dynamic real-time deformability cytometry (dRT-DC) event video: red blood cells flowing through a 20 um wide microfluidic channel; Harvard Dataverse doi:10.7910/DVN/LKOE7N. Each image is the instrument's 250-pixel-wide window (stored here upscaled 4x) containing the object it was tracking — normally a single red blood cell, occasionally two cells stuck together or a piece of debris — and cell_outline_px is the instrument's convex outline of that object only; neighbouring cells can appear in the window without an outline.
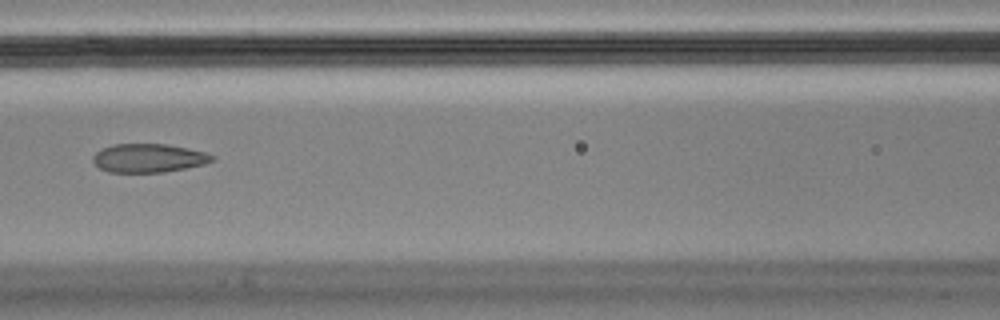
{"species": "Egyptian fruit bat (a non-hibernating species)", "species_latin": "Rousettus aegyptiacus", "temperature_condition": "cold", "stored_images_in_passage": 7, "camera_frame_rate_fps": 3000, "um_per_image_px": 0.085, "animal": {"sex": "male"}, "frame": {"image": 1, "passage_image": 3, "time_ms": 0.667, "image_size_px": [1000, 320], "cell_outline_px": [[216, 160], [204, 164], [164, 172], [108, 172], [100, 168], [92, 160], [92, 156], [100, 148], [112, 144], [168, 144], [188, 148], [204, 152], [216, 156]], "centroid_in_image_um": [12.63, 13.43], "position_along_channel_um": 154.0, "area_um2": 20.0}}
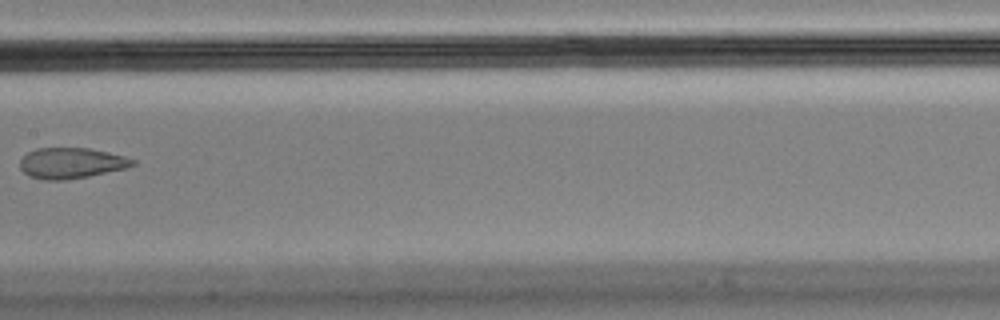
{"frame": {"image": 2, "passage_image": 4, "time_ms": 1.0, "image_size_px": [1000, 320], "cell_outline_px": [[136, 164], [128, 168], [88, 176], [64, 180], [40, 180], [28, 176], [20, 168], [20, 160], [28, 152], [36, 148], [88, 148], [108, 152], [124, 156], [136, 160]], "centroid_in_image_um": [6.06, 13.87], "position_along_channel_um": 201.3, "area_um2": 20.29}}